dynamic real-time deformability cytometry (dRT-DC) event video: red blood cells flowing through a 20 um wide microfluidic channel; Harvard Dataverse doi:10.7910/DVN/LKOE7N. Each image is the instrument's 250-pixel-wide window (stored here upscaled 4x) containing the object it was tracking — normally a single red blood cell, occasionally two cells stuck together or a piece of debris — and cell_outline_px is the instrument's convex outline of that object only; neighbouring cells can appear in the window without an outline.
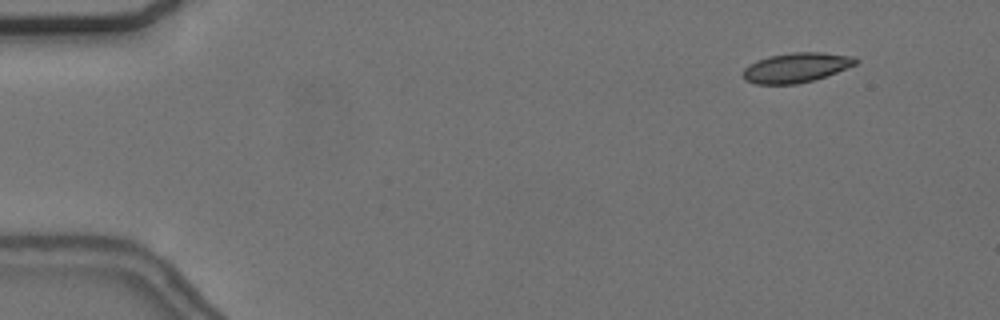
{"species": "common noctule bat (a hibernating species)", "species_latin": "Nyctalus noctula", "temperature_condition": "cold", "stored_images_in_passage": 17, "camera_frame_rate_fps": 3000, "um_per_image_px": 0.085, "animal": {"sex": "female", "body_mass_g": 24.6, "forearm_length_mm": 56.2}, "frame": {"image": 1, "passage_image": 6, "time_ms": 1.667, "image_size_px": [1000, 320], "cell_outline_px": [[860, 60], [856, 64], [836, 72], [812, 80], [796, 84], [756, 84], [744, 80], [744, 68], [748, 64], [756, 60], [768, 56], [792, 52], [824, 52], [852, 56]], "centroid_in_image_um": [67.66, 5.73], "position_along_channel_um": 17.3, "area_um2": 19.48}}
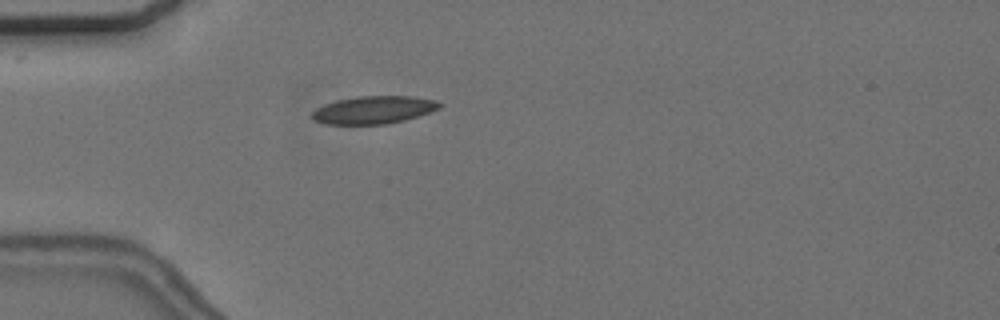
{"frame": {"image": 2, "passage_image": 17, "time_ms": 5.333, "image_size_px": [1000, 320], "cell_outline_px": [[444, 104], [440, 108], [404, 120], [388, 124], [324, 124], [312, 120], [312, 112], [316, 108], [324, 104], [336, 100], [356, 96], [412, 96], [436, 100]], "centroid_in_image_um": [31.74, 9.33], "position_along_channel_um": 53.3, "area_um2": 20.69}}